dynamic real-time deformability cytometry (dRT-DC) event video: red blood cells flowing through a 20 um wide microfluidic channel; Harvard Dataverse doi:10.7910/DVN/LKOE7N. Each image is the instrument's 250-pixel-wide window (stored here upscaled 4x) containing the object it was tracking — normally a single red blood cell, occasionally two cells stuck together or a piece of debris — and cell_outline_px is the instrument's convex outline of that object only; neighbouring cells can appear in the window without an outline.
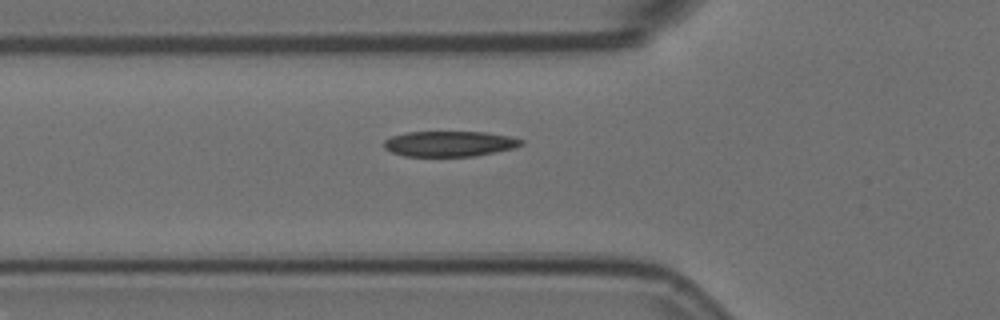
{"species": "Egyptian fruit bat (a non-hibernating species)", "species_latin": "Rousettus aegyptiacus", "temperature_condition": "room temperature", "stored_images_in_passage": 4, "camera_frame_rate_fps": 3000, "um_per_image_px": 0.085, "animal": {"sex": "female"}, "frame": {"image": 1, "passage_image": 4, "time_ms": 1.0, "image_size_px": [1000, 320], "cell_outline_px": [[524, 144], [512, 148], [476, 156], [404, 156], [392, 152], [384, 148], [384, 140], [392, 136], [408, 132], [484, 132], [508, 136], [524, 140]], "centroid_in_image_um": [38.19, 12.22], "position_along_channel_um": 87.6, "area_um2": 20.23}}